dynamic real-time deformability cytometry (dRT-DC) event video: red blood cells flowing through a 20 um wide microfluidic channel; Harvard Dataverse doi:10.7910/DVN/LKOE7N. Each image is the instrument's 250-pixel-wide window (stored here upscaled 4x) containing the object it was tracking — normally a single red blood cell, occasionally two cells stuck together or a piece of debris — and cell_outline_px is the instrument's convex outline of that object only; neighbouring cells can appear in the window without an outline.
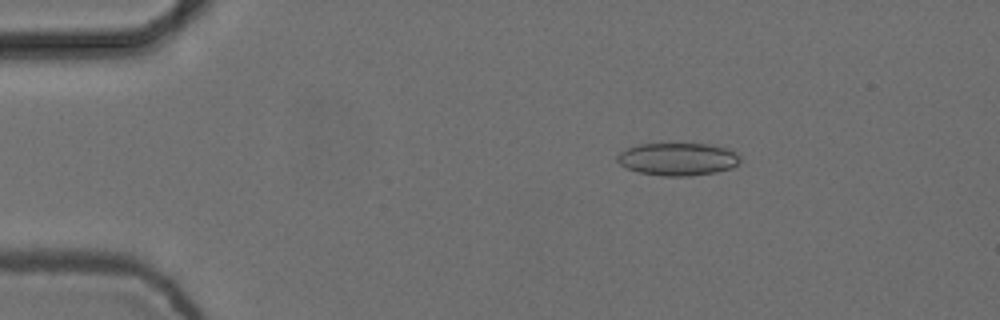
{"species": "common noctule bat (a hibernating species)", "species_latin": "Nyctalus noctula", "temperature_condition": "cold", "stored_images_in_passage": 5, "camera_frame_rate_fps": 3000, "um_per_image_px": 0.085, "animal": {"sex": "female", "body_mass_g": 24.6, "forearm_length_mm": 56.2}, "frame": {"image": 1, "passage_image": 3, "time_ms": 0.667, "image_size_px": [1000, 320], "cell_outline_px": [[740, 160], [732, 168], [716, 172], [688, 176], [664, 176], [640, 172], [624, 168], [616, 160], [616, 156], [620, 152], [628, 148], [640, 144], [708, 144], [728, 148], [740, 156]], "centroid_in_image_um": [57.6, 13.53], "position_along_channel_um": 27.4, "area_um2": 23.35}}